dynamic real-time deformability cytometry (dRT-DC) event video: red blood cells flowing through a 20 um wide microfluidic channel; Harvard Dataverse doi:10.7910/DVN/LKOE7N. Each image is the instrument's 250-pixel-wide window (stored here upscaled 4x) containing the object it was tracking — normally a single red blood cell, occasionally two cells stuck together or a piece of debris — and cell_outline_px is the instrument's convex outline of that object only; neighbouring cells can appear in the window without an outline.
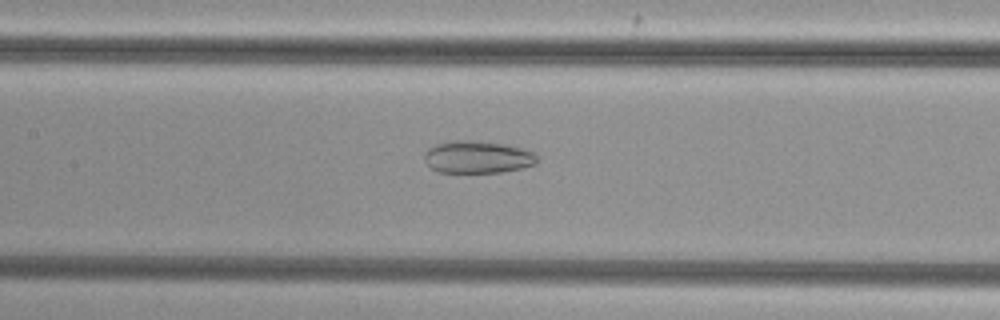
{"species": "common noctule bat (a hibernating species)", "species_latin": "Nyctalus noctula", "temperature_condition": "cold", "stored_images_in_passage": 34, "camera_frame_rate_fps": 3000, "um_per_image_px": 0.085, "animal": {"sex": "female", "body_mass_g": 29.2, "forearm_length_mm": 56.3}, "frame": {"image": 1, "passage_image": 14, "time_ms": 4.333, "image_size_px": [1000, 320], "cell_outline_px": [[536, 164], [520, 168], [500, 172], [436, 172], [424, 160], [424, 152], [428, 148], [436, 144], [452, 140], [468, 140], [504, 144], [524, 148], [536, 152]], "centroid_in_image_um": [40.58, 13.34], "position_along_channel_um": 166.8, "area_um2": 21.27}}
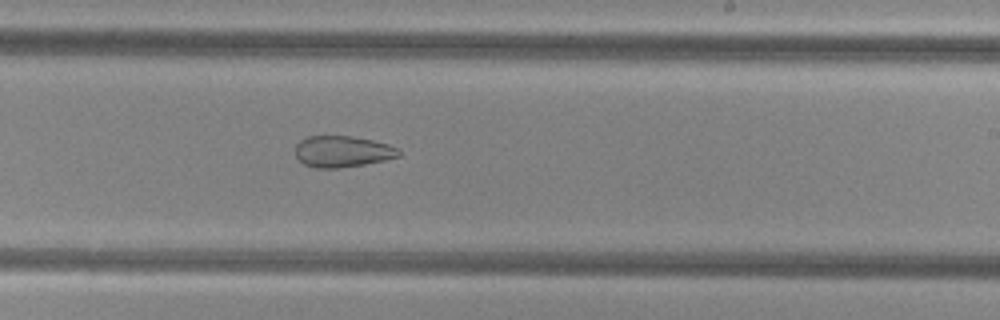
{"frame": {"image": 2, "passage_image": 21, "time_ms": 6.667, "image_size_px": [1000, 320], "cell_outline_px": [[400, 156], [384, 160], [364, 164], [340, 168], [316, 168], [304, 164], [296, 156], [296, 144], [300, 140], [308, 136], [352, 136], [372, 140], [388, 144], [400, 148]], "centroid_in_image_um": [29.12, 12.87], "position_along_channel_um": 259.9, "area_um2": 18.9}}
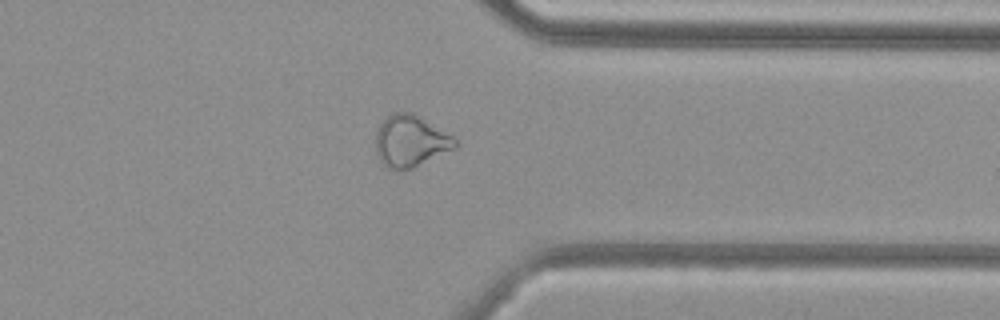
{"frame": {"image": 3, "passage_image": 30, "time_ms": 9.667, "image_size_px": [1000, 320], "cell_outline_px": [[460, 144], [456, 148], [412, 168], [400, 172], [388, 168], [376, 156], [376, 128], [392, 112], [412, 112], [420, 116], [452, 136]], "centroid_in_image_um": [34.88, 12.0], "position_along_channel_um": 376.5, "area_um2": 24.1}}